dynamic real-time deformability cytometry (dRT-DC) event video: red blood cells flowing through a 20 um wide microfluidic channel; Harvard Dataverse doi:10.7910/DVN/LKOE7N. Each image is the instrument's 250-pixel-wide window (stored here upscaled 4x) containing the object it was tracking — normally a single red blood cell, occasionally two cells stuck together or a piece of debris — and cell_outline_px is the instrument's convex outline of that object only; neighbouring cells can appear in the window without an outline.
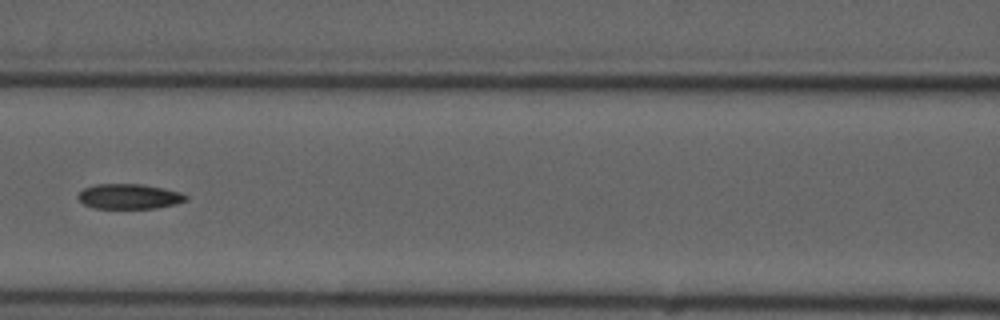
{"species": "common noctule bat (a hibernating species)", "species_latin": "Nyctalus noctula", "temperature_condition": "cold", "stored_images_in_passage": 9, "camera_frame_rate_fps": 3000, "um_per_image_px": 0.085, "animal": {"sex": "male", "forearm_length_mm": 52.5}, "frame": {"image": 1, "passage_image": 6, "time_ms": 6.0, "image_size_px": [1000, 320], "cell_outline_px": [[188, 200], [176, 204], [156, 208], [96, 208], [84, 204], [76, 196], [84, 188], [96, 184], [140, 184], [164, 188], [180, 192], [188, 196]], "centroid_in_image_um": [11.0, 16.69], "position_along_channel_um": 155.6, "area_um2": 15.72}}
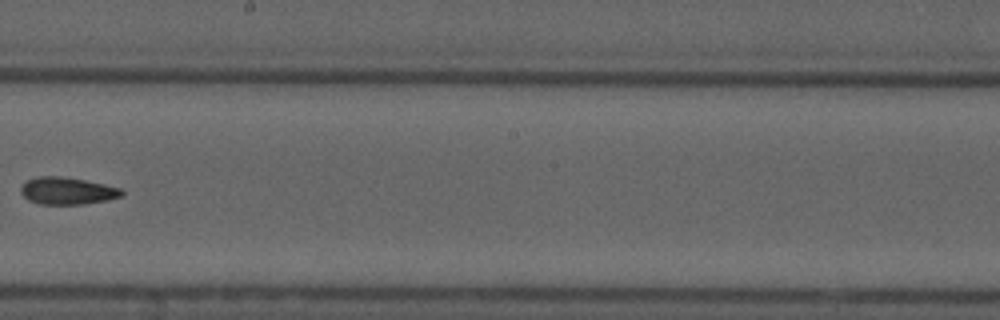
{"frame": {"image": 2, "passage_image": 8, "time_ms": 8.333, "image_size_px": [1000, 320], "cell_outline_px": [[124, 192], [120, 196], [108, 200], [84, 204], [40, 204], [28, 200], [20, 192], [20, 188], [28, 180], [36, 176], [60, 176], [84, 180], [104, 184], [120, 188]], "centroid_in_image_um": [5.7, 16.22], "position_along_channel_um": 242.5, "area_um2": 15.9}}
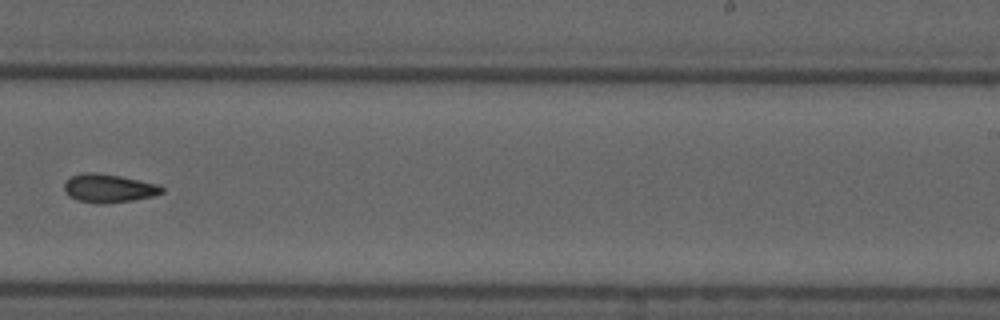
{"frame": {"image": 3, "passage_image": 9, "time_ms": 9.333, "image_size_px": [1000, 320], "cell_outline_px": [[164, 192], [152, 196], [132, 200], [104, 204], [100, 204], [76, 200], [68, 196], [64, 192], [64, 184], [72, 176], [84, 172], [96, 172], [120, 176], [160, 184], [164, 188]], "centroid_in_image_um": [9.24, 16.0], "position_along_channel_um": 279.8, "area_um2": 16.3}}